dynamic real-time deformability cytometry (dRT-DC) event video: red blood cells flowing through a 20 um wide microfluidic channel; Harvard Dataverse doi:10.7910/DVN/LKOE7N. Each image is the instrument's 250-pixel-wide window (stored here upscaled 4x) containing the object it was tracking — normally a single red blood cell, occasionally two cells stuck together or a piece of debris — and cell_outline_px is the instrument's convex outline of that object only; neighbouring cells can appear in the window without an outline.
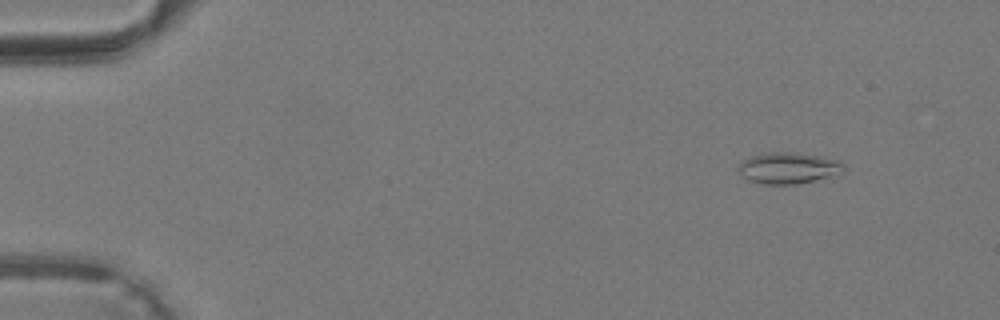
{"species": "common noctule bat (a hibernating species)", "species_latin": "Nyctalus noctula", "temperature_condition": "warm", "stored_images_in_passage": 41, "camera_frame_rate_fps": 3000, "um_per_image_px": 0.085, "animal": {"sex": "male", "body_mass_g": 19.2, "forearm_length_mm": 51.8}, "frame": {"image": 1, "passage_image": 5, "time_ms": 1.333, "image_size_px": [1000, 320], "cell_outline_px": [[844, 172], [796, 184], [764, 184], [748, 180], [736, 172], [736, 168], [744, 160], [752, 156], [764, 152], [796, 152], [840, 160], [844, 164]], "centroid_in_image_um": [66.97, 14.27], "position_along_channel_um": 18.0, "area_um2": 19.19}}
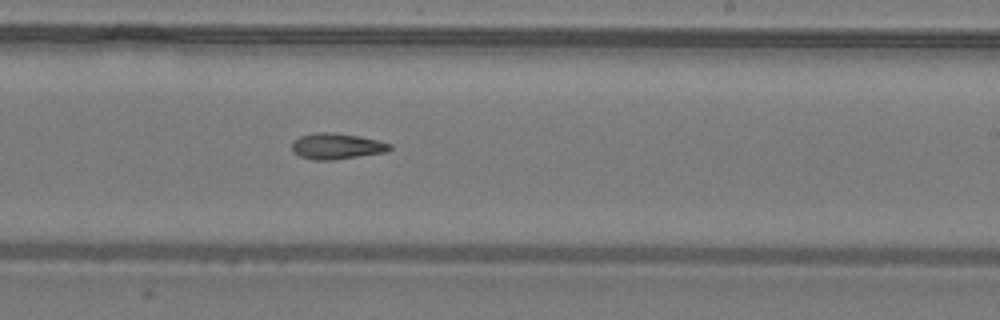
{"frame": {"image": 2, "passage_image": 26, "time_ms": 8.333, "image_size_px": [1000, 320], "cell_outline_px": [[392, 148], [384, 152], [332, 160], [312, 160], [300, 156], [292, 152], [292, 144], [300, 136], [316, 132], [328, 132], [360, 136], [392, 144]], "centroid_in_image_um": [28.59, 12.43], "position_along_channel_um": 260.4, "area_um2": 14.62}}
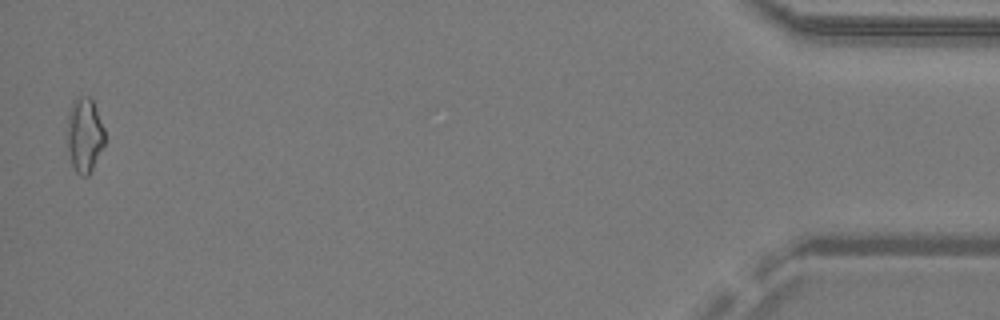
{"frame": {"image": 3, "passage_image": 41, "time_ms": 13.333, "image_size_px": [1000, 320], "cell_outline_px": [[104, 144], [88, 176], [80, 176], [76, 172], [72, 164], [68, 148], [68, 116], [72, 100], [76, 96], [88, 96], [92, 100], [104, 128]], "centroid_in_image_um": [7.17, 11.45], "position_along_channel_um": 428.0, "area_um2": 16.07}}